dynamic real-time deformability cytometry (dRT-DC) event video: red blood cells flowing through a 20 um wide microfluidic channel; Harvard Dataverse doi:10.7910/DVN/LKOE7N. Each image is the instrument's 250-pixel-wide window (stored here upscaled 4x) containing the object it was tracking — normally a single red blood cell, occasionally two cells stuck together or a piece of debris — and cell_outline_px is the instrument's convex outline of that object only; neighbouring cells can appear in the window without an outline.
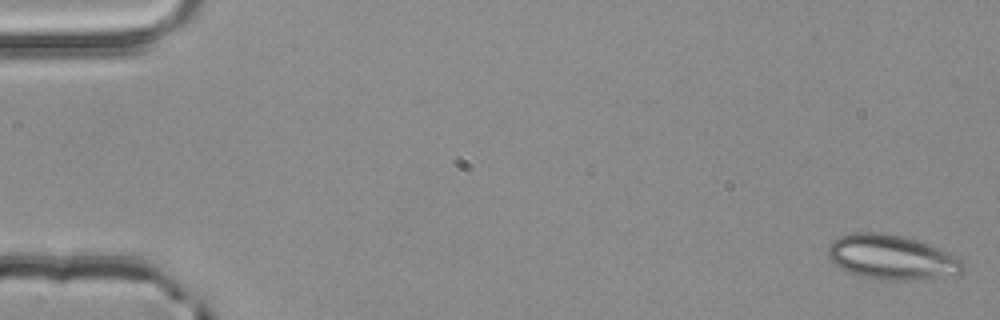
{"species": "common noctule bat (a hibernating species)", "species_latin": "Nyctalus noctula", "temperature_condition": "room temperature", "stored_images_in_passage": 4, "camera_frame_rate_fps": 3000, "um_per_image_px": 0.085, "animal": {"sex": "male", "body_mass_g": 20.4}, "frame": {"image": 1, "passage_image": 1, "time_ms": 0.0, "image_size_px": [1000, 320], "cell_outline_px": [[968, 264], [964, 272], [916, 280], [884, 280], [860, 276], [840, 268], [828, 256], [828, 244], [832, 240], [840, 236], [852, 232], [876, 232], [900, 236], [916, 240], [960, 256]], "centroid_in_image_um": [75.83, 21.87], "position_along_channel_um": 9.2, "area_um2": 35.2}}